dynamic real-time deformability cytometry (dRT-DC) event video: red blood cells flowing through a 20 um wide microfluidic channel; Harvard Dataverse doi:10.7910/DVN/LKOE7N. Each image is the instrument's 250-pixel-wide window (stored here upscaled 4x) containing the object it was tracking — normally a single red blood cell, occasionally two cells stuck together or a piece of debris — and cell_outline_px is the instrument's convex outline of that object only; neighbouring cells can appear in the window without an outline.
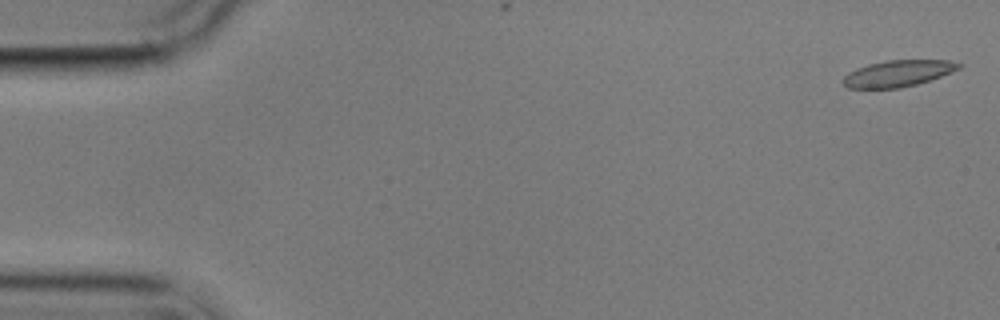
{"species": "common noctule bat (a hibernating species)", "species_latin": "Nyctalus noctula", "temperature_condition": "cold", "stored_images_in_passage": 5, "segment_of_instrument_passage": [2, 2], "camera_frame_rate_fps": 3000, "um_per_image_px": 0.085, "animal": {"sex": "male", "body_mass_g": 17.9}, "frame": {"image": 1, "passage_image": 5, "time_ms": 5.0, "image_size_px": [1000, 320], "cell_outline_px": [[964, 64], [960, 68], [940, 76], [916, 84], [900, 88], [848, 88], [840, 80], [848, 72], [856, 68], [868, 64], [888, 60], [948, 60]], "centroid_in_image_um": [76.29, 6.23], "position_along_channel_um": 8.7, "area_um2": 17.74}}